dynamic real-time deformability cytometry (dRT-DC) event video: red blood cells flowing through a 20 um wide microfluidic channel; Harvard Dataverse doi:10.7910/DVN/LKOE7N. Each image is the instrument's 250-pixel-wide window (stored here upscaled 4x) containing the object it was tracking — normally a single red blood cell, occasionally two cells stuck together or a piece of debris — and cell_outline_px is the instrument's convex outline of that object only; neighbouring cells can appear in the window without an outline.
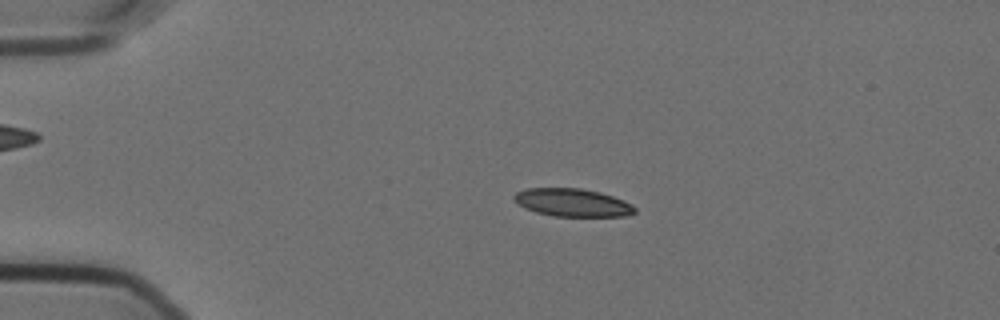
{"species": "Egyptian fruit bat (a non-hibernating species)", "species_latin": "Rousettus aegyptiacus", "temperature_condition": "cold", "stored_images_in_passage": 50, "camera_frame_rate_fps": 3000, "um_per_image_px": 0.085, "animal": {"sex": "female"}, "frame": {"image": 1, "passage_image": 5, "time_ms": 1.333, "image_size_px": [1000, 320], "cell_outline_px": [[636, 212], [624, 216], [552, 216], [536, 212], [524, 208], [516, 204], [512, 200], [512, 196], [516, 192], [524, 188], [580, 188], [600, 192], [624, 200], [632, 204], [636, 208]], "centroid_in_image_um": [48.61, 17.21], "position_along_channel_um": 36.4, "area_um2": 19.88}}
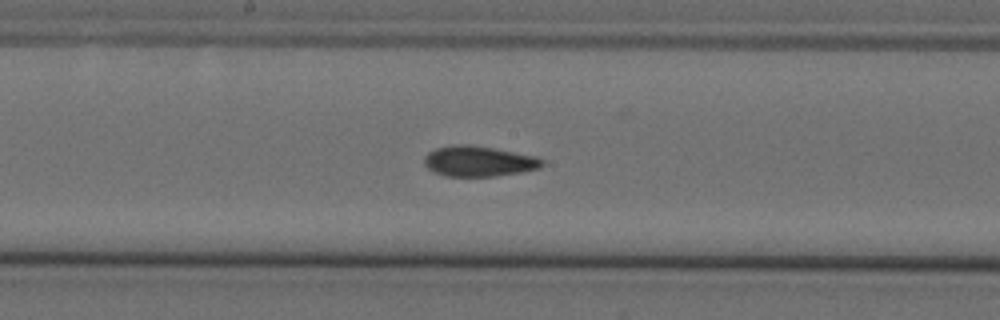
{"frame": {"image": 2, "passage_image": 23, "time_ms": 7.333, "image_size_px": [1000, 320], "cell_outline_px": [[544, 164], [540, 168], [520, 172], [496, 176], [444, 176], [428, 168], [424, 164], [424, 156], [428, 152], [436, 148], [452, 144], [468, 144], [492, 148], [536, 156], [544, 160]], "centroid_in_image_um": [40.68, 13.7], "position_along_channel_um": 207.5, "area_um2": 20.92}}
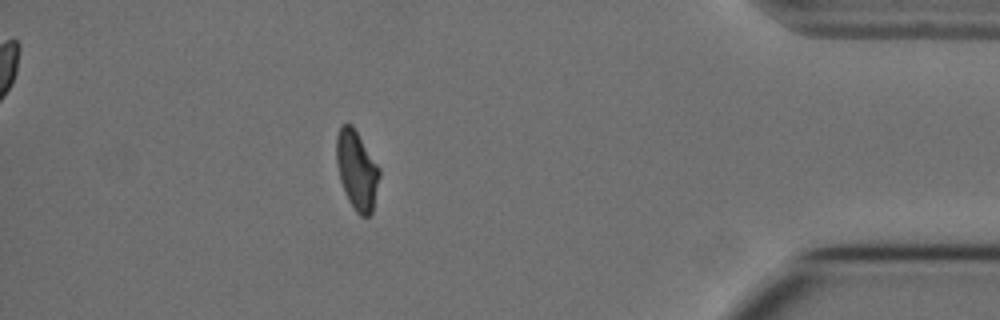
{"frame": {"image": 3, "passage_image": 43, "time_ms": 14.0, "image_size_px": [1000, 320], "cell_outline_px": [[380, 176], [372, 212], [368, 216], [360, 216], [356, 212], [348, 200], [344, 192], [340, 180], [336, 164], [336, 136], [340, 124], [352, 124], [380, 168]], "centroid_in_image_um": [30.31, 14.45], "position_along_channel_um": 404.9, "area_um2": 19.94}, "authors_computed_cell_mechanics": {"area_um2": 20.5479, "velocity_mm_per_s": 3.569, "shape_relaxation_time_tau1_ms": 10.7102, "shape_relaxation_time_tau2_ms": 2.0377, "deformation_change_tau1": 0.2176, "deformation_change_tau2": 0.065}}